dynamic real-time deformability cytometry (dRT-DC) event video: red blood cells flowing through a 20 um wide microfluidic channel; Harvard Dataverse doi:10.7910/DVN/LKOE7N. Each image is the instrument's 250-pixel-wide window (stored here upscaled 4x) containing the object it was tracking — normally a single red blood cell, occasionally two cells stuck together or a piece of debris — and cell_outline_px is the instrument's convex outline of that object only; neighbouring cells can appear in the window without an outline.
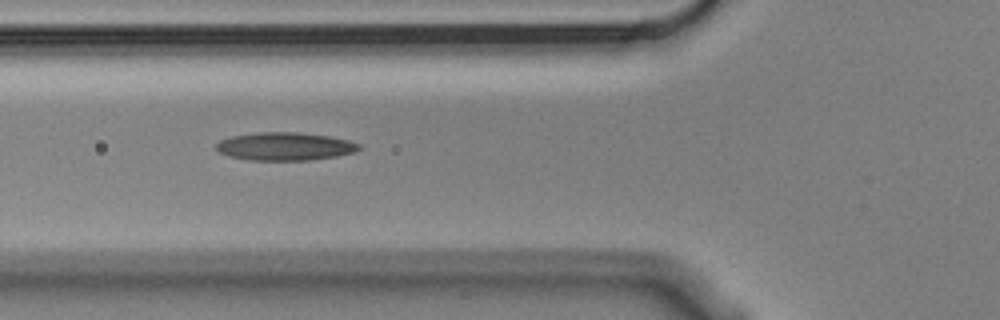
{"species": "Egyptian fruit bat (a non-hibernating species)", "species_latin": "Rousettus aegyptiacus", "temperature_condition": "cold", "stored_images_in_passage": 6, "camera_frame_rate_fps": 3000, "um_per_image_px": 0.085, "animal": {"sex": "male"}, "frame": {"image": 1, "passage_image": 5, "time_ms": 1.333, "image_size_px": [1000, 320], "cell_outline_px": [[360, 148], [352, 152], [336, 156], [312, 160], [248, 160], [232, 156], [220, 152], [216, 148], [216, 144], [220, 140], [232, 136], [260, 132], [296, 132], [328, 136], [348, 140], [360, 144]], "centroid_in_image_um": [24.21, 12.44], "position_along_channel_um": 101.6, "area_um2": 23.06}}
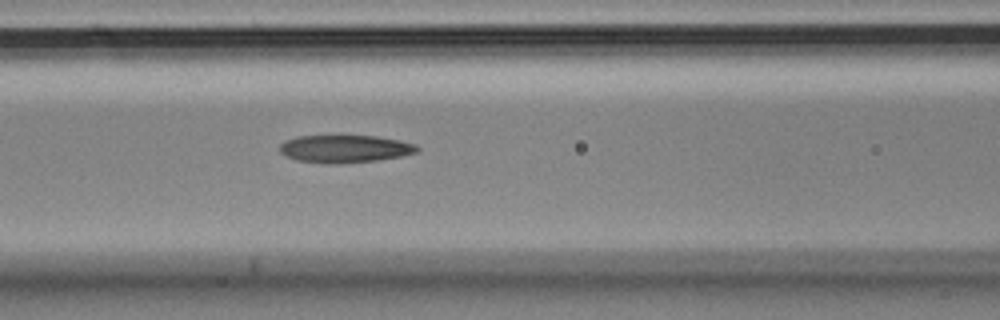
{"frame": {"image": 2, "passage_image": 6, "time_ms": 1.667, "image_size_px": [1000, 320], "cell_outline_px": [[420, 148], [416, 152], [400, 156], [376, 160], [340, 164], [328, 164], [296, 160], [284, 156], [280, 152], [280, 144], [284, 140], [296, 136], [376, 136], [400, 140], [416, 144]], "centroid_in_image_um": [29.27, 12.65], "position_along_channel_um": 137.3, "area_um2": 22.25}}